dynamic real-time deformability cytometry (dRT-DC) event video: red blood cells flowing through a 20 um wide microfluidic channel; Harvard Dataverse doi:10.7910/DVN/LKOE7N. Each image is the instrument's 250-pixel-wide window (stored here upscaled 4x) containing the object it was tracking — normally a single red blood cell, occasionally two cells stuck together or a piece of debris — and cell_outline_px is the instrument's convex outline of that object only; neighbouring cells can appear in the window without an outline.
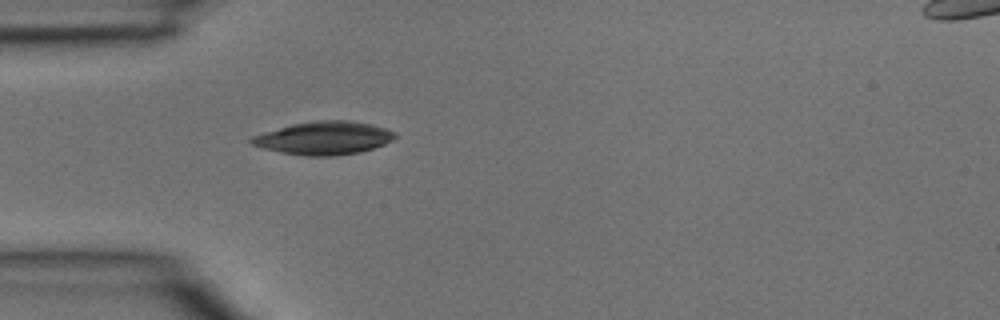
{"species": "common noctule bat (a hibernating species)", "species_latin": "Nyctalus noctula", "temperature_condition": "room temperature", "stored_images_in_passage": 1, "camera_frame_rate_fps": 3000, "um_per_image_px": 0.085, "animal": {"sex": "male", "body_mass_g": 15.6}, "frame": {"image": 1, "passage_image": 1, "time_ms": 0.0, "image_size_px": [1000, 320], "cell_outline_px": [[400, 136], [384, 144], [360, 152], [336, 156], [304, 156], [280, 152], [264, 148], [252, 144], [248, 140], [252, 136], [264, 132], [292, 124], [316, 120], [348, 120], [372, 124], [388, 128], [396, 132]], "centroid_in_image_um": [27.58, 11.73], "position_along_channel_um": 57.4, "area_um2": 27.92}}